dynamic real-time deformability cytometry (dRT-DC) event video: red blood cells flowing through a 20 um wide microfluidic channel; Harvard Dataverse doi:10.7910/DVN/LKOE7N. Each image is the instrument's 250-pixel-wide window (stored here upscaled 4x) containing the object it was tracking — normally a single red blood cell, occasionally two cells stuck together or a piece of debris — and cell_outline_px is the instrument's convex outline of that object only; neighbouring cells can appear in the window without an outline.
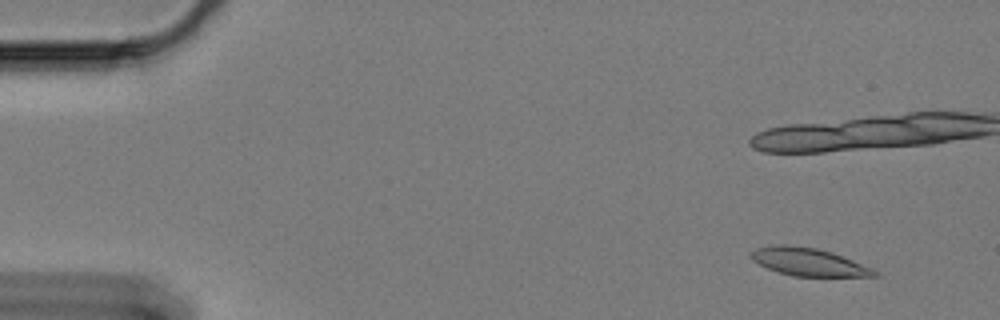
{"species": "Egyptian fruit bat (a non-hibernating species)", "species_latin": "Rousettus aegyptiacus", "temperature_condition": "cold", "stored_images_in_passage": 12, "camera_frame_rate_fps": 3000, "um_per_image_px": 0.085, "animal": {"sex": "female"}, "frame": {"image": 1, "passage_image": 5, "time_ms": 1.333, "image_size_px": [1000, 320], "cell_outline_px": [[880, 276], [792, 276], [768, 268], [752, 260], [748, 256], [756, 248], [780, 244], [784, 244], [816, 248], [832, 252], [872, 268], [880, 272]], "centroid_in_image_um": [68.74, 22.26], "position_along_channel_um": 16.3, "area_um2": 19.83}}